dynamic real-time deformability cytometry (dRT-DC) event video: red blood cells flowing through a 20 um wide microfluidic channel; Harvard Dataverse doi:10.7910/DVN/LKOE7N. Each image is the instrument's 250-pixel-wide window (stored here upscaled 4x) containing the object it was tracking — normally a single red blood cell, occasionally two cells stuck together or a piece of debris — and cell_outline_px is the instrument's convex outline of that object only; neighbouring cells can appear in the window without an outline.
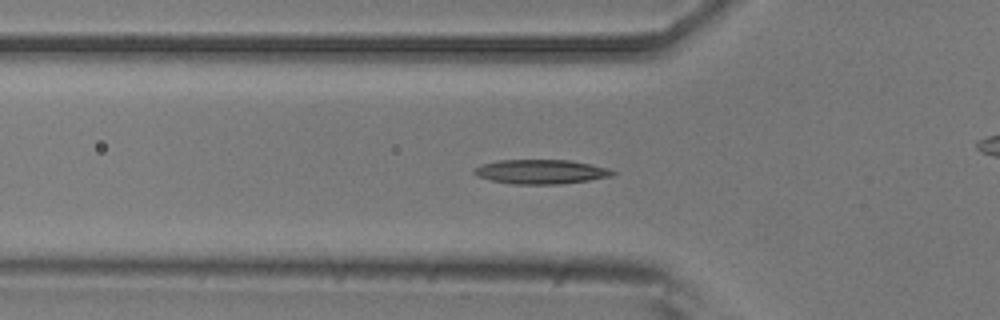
{"species": "common noctule bat (a hibernating species)", "species_latin": "Nyctalus noctula", "temperature_condition": "room temperature", "stored_images_in_passage": 30, "camera_frame_rate_fps": 3000, "um_per_image_px": 0.085, "animal": {"sex": "male", "body_mass_g": 20.5, "forearm_length_mm": 52.5}, "frame": {"image": 1, "passage_image": 3, "time_ms": 0.667, "image_size_px": [1000, 320], "cell_outline_px": [[616, 172], [612, 176], [588, 180], [560, 184], [512, 184], [492, 180], [476, 176], [472, 172], [472, 168], [484, 164], [500, 160], [568, 160], [592, 164], [608, 168]], "centroid_in_image_um": [45.96, 14.59], "position_along_channel_um": 79.8, "area_um2": 19.59}}
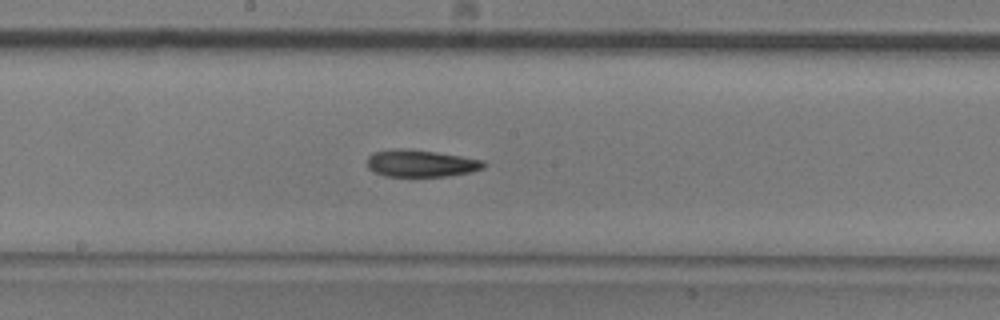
{"frame": {"image": 2, "passage_image": 13, "time_ms": 4.0, "image_size_px": [1000, 320], "cell_outline_px": [[488, 164], [484, 168], [472, 172], [444, 176], [384, 176], [368, 168], [368, 156], [372, 152], [396, 148], [400, 148], [436, 152], [484, 160]], "centroid_in_image_um": [35.8, 13.88], "position_along_channel_um": 212.4, "area_um2": 18.38}}
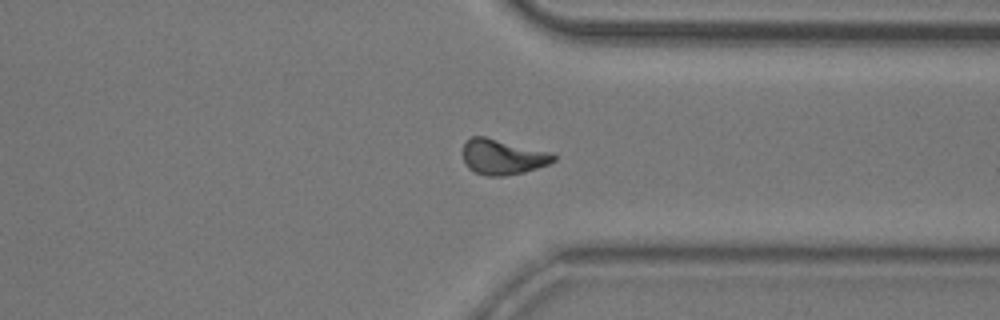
{"frame": {"image": 3, "passage_image": 25, "time_ms": 8.0, "image_size_px": [1000, 320], "cell_outline_px": [[556, 160], [548, 164], [524, 172], [504, 176], [484, 176], [468, 168], [464, 160], [464, 144], [472, 136], [484, 136], [552, 152], [556, 156]], "centroid_in_image_um": [42.75, 13.34], "position_along_channel_um": 368.7, "area_um2": 18.61}}